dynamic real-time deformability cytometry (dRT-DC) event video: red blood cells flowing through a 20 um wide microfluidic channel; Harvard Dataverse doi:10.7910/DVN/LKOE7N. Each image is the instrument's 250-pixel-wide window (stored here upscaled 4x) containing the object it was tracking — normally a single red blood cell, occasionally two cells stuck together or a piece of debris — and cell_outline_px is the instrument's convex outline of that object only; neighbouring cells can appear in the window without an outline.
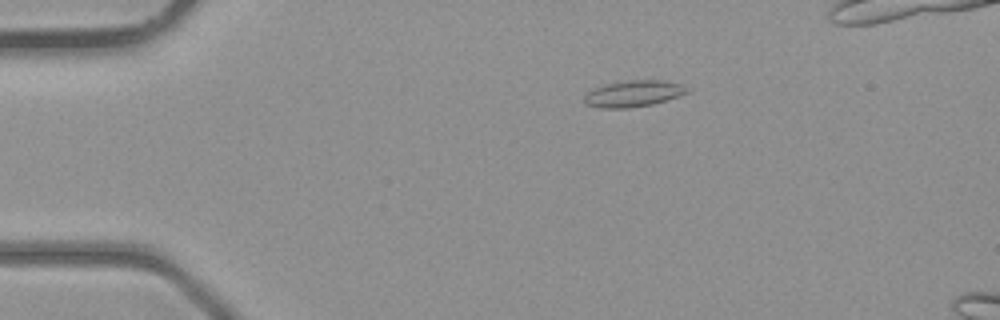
{"species": "common noctule bat (a hibernating species)", "species_latin": "Nyctalus noctula", "temperature_condition": "room temperature", "stored_images_in_passage": 4, "camera_frame_rate_fps": 3000, "um_per_image_px": 0.085, "animal": {"sex": "male", "body_mass_g": 23.1, "forearm_length_mm": 52.7}, "frame": {"image": 1, "passage_image": 4, "time_ms": 3.333, "image_size_px": [1000, 320], "cell_outline_px": [[688, 92], [652, 104], [628, 108], [600, 108], [584, 104], [584, 96], [588, 92], [604, 84], [628, 80], [664, 80], [680, 84], [688, 88]], "centroid_in_image_um": [53.79, 7.96], "position_along_channel_um": 31.2, "area_um2": 15.61}}